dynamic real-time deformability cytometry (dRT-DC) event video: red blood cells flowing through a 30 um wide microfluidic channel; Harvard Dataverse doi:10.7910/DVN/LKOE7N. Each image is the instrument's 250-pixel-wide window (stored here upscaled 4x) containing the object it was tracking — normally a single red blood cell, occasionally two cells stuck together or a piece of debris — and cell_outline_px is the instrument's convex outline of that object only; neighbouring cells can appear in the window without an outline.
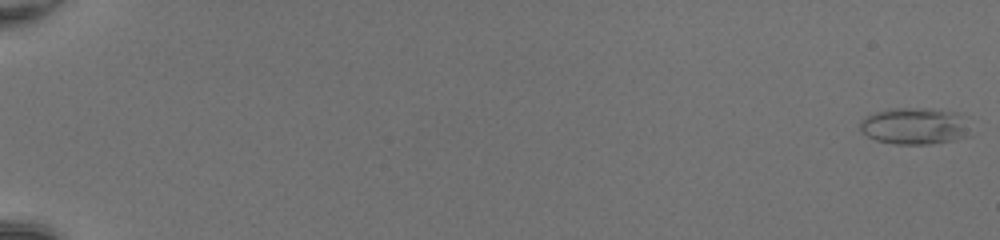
{"species": "common noctule bat (a hibernating species)", "species_latin": "Nyctalus noctula", "temperature_condition": "room temperature", "stored_images_in_passage": 52, "camera_frame_rate_fps": 3000, "um_per_image_px": 0.085, "animal": {"sex": "female", "body_mass_g": 20.0, "forearm_length_mm": 54.0}, "frame": {"image": 1, "passage_image": 1, "time_ms": 0.0, "image_size_px": [1000, 240], "cell_outline_px": [[972, 136], [932, 144], [896, 144], [876, 140], [860, 132], [860, 120], [872, 112], [888, 108], [932, 108], [956, 112], [960, 116]], "centroid_in_image_um": [77.69, 10.71], "position_along_channel_um": 7.3, "area_um2": 23.76}}
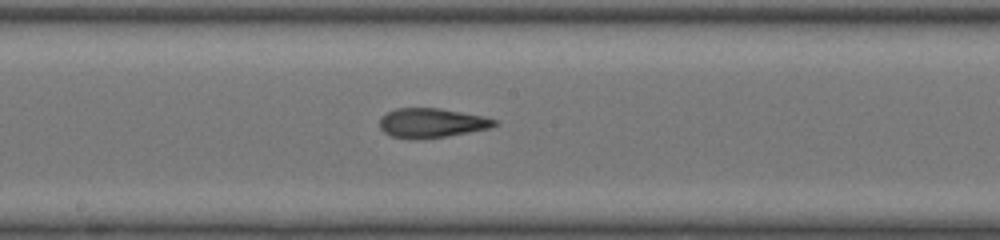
{"frame": {"image": 2, "passage_image": 31, "time_ms": 10.0, "image_size_px": [1000, 240], "cell_outline_px": [[500, 124], [492, 128], [448, 136], [416, 140], [412, 140], [392, 136], [384, 132], [380, 128], [380, 116], [396, 108], [440, 108], [484, 116], [500, 120]], "centroid_in_image_um": [36.74, 10.46], "position_along_channel_um": 211.5, "area_um2": 20.11}}
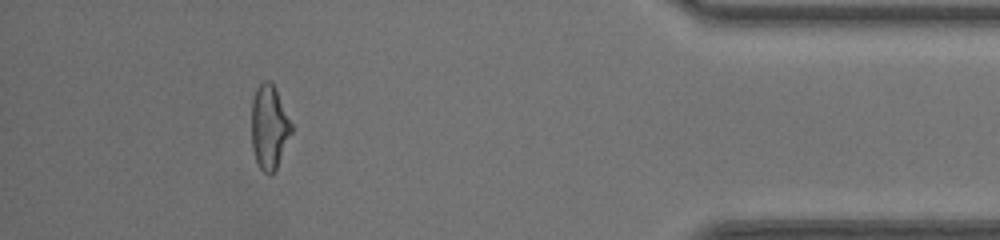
{"frame": {"image": 3, "passage_image": 48, "time_ms": 15.667, "image_size_px": [1000, 240], "cell_outline_px": [[292, 132], [276, 168], [268, 176], [260, 168], [256, 160], [252, 148], [252, 100], [256, 88], [264, 80], [268, 80], [276, 88], [292, 124]], "centroid_in_image_um": [22.88, 10.79], "position_along_channel_um": 412.3, "area_um2": 19.42}, "authors_computed_cell_mechanics": {"area_um2": 20.6924, "velocity_mm_per_s": 4.2649, "shape_relaxation_time_tau1_ms": 4.1429, "shape_relaxation_time_tau2_ms": 1.7856, "deformation_change_tau1": 0.1965, "deformation_change_tau2": 0.0845}}